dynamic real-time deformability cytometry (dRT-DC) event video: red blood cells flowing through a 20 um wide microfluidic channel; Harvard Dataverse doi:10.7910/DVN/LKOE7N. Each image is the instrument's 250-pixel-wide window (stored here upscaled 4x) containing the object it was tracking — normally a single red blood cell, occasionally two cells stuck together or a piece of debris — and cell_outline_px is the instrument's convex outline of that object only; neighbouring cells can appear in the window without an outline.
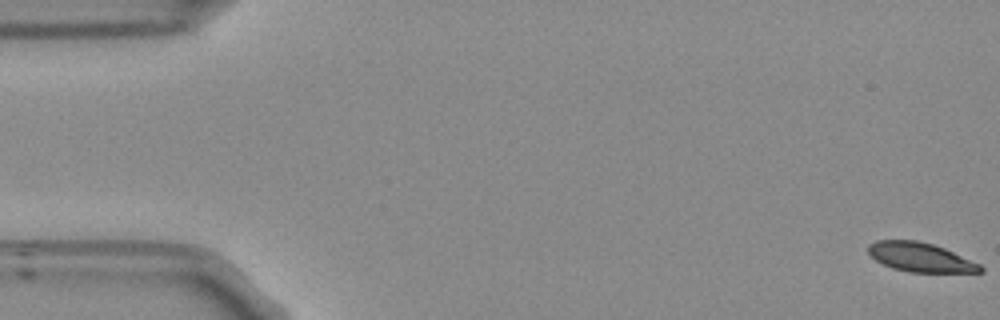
{"species": "Egyptian fruit bat (a non-hibernating species)", "species_latin": "Rousettus aegyptiacus", "temperature_condition": "room temperature", "stored_images_in_passage": 54, "camera_frame_rate_fps": 3000, "um_per_image_px": 0.085, "frame": {"image": 1, "passage_image": 1, "time_ms": 0.0, "image_size_px": [1000, 320], "cell_outline_px": [[984, 272], [912, 272], [892, 268], [876, 260], [868, 252], [868, 244], [876, 240], [916, 240], [932, 244], [944, 248], [980, 264], [984, 268]], "centroid_in_image_um": [78.23, 21.86], "position_along_channel_um": 6.8, "area_um2": 18.9}}
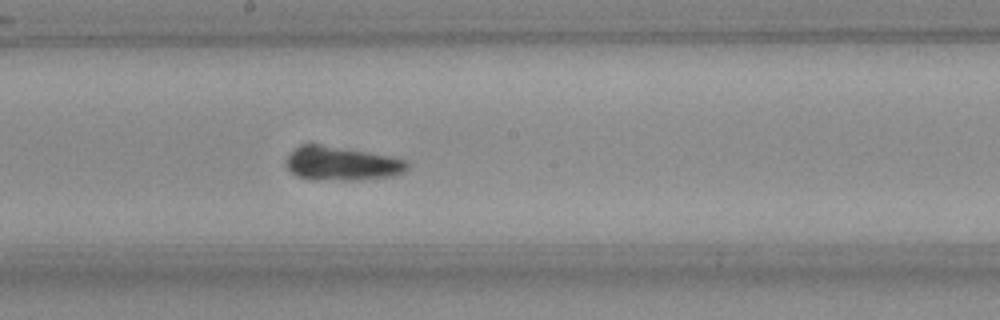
{"frame": {"image": 2, "passage_image": 29, "time_ms": 9.333, "image_size_px": [1000, 320], "cell_outline_px": [[408, 168], [392, 176], [356, 180], [312, 180], [300, 176], [292, 172], [284, 164], [284, 160], [296, 148], [336, 148], [364, 152], [388, 156], [404, 160], [408, 164]], "centroid_in_image_um": [29.06, 13.98], "position_along_channel_um": 219.1, "area_um2": 22.48}}
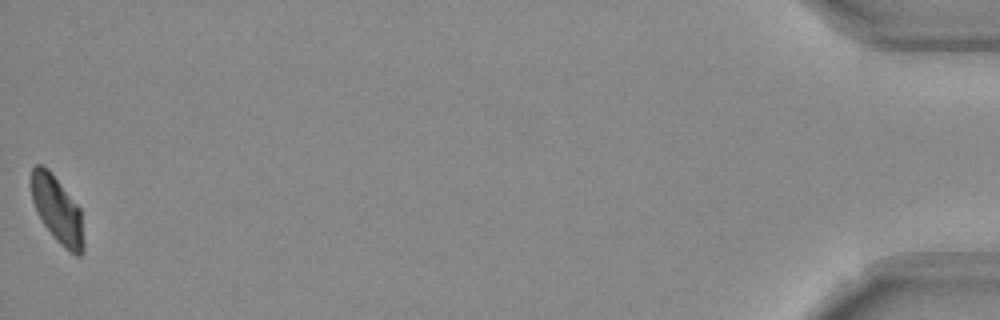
{"frame": {"image": 3, "passage_image": 54, "time_ms": 17.667, "image_size_px": [1000, 320], "cell_outline_px": [[84, 252], [80, 256], [76, 256], [60, 244], [56, 240], [44, 224], [32, 200], [32, 168], [36, 164], [40, 164], [48, 168], [80, 208], [84, 244]], "centroid_in_image_um": [4.89, 17.85], "position_along_channel_um": 430.3, "area_um2": 20.0}, "authors_computed_cell_mechanics": {"area_um2": 20.9814, "velocity_mm_per_s": 3.7736, "shape_relaxation_time_tau1_ms": 6.6273, "shape_relaxation_time_tau2_ms": 4.2724, "deformation_change_tau1": 0.1578, "deformation_change_tau2": 0.0859}}